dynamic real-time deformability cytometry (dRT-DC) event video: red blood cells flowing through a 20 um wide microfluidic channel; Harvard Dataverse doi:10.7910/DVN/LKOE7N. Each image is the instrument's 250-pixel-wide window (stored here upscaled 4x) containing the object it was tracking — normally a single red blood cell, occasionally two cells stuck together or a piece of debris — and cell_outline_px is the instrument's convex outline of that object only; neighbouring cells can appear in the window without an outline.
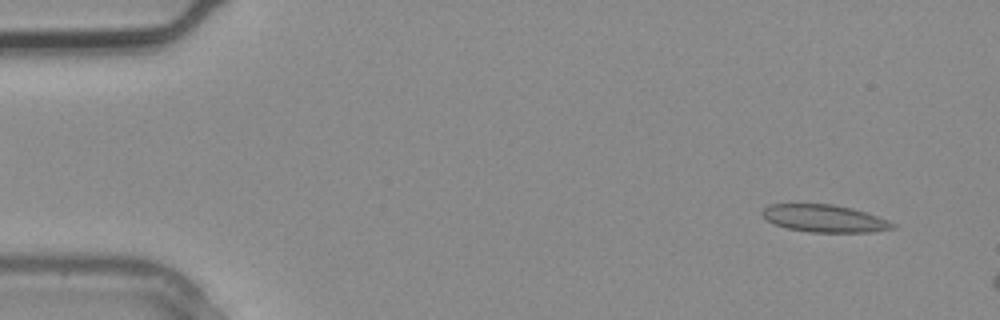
{"species": "common noctule bat (a hibernating species)", "species_latin": "Nyctalus noctula", "temperature_condition": "warm", "stored_images_in_passage": 2, "segment_of_instrument_passage": [2, 2], "camera_frame_rate_fps": 3000, "um_per_image_px": 0.085, "animal": {"sex": "male", "body_mass_g": 20.4}, "frame": {"image": 1, "passage_image": 2, "time_ms": 0.333, "image_size_px": [1000, 320], "cell_outline_px": [[896, 228], [872, 232], [812, 232], [788, 228], [776, 224], [768, 220], [760, 212], [768, 204], [832, 204], [852, 208], [888, 220], [896, 224]], "centroid_in_image_um": [70.1, 18.56], "position_along_channel_um": 14.9, "area_um2": 20.63}}